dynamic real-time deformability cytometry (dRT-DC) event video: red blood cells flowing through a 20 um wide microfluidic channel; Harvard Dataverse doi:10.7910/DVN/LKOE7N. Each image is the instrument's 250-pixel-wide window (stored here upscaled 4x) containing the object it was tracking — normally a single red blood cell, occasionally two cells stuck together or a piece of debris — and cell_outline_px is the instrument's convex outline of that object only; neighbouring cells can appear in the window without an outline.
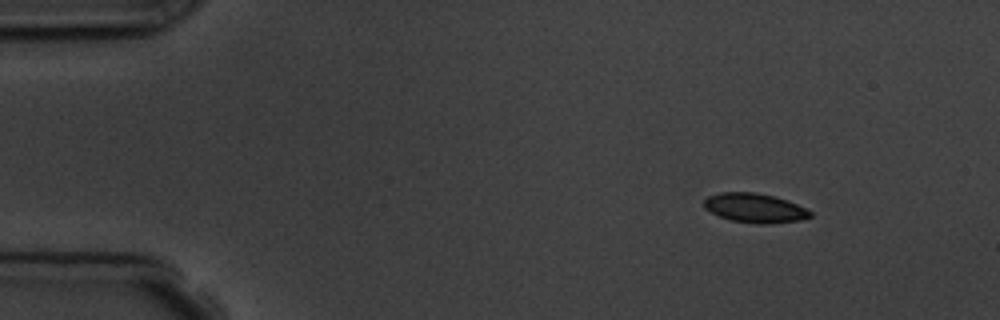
{"species": "common noctule bat (a hibernating species)", "species_latin": "Nyctalus noctula", "temperature_condition": "room temperature", "stored_images_in_passage": 4, "camera_frame_rate_fps": 3000, "um_per_image_px": 0.085, "animal": {"sex": "male", "body_mass_g": 19.5, "forearm_length_mm": 54.6}, "frame": {"image": 1, "passage_image": 2, "time_ms": 1.333, "image_size_px": [1000, 320], "cell_outline_px": [[812, 216], [800, 220], [768, 224], [760, 224], [728, 220], [704, 208], [704, 200], [708, 196], [720, 192], [756, 192], [776, 196], [788, 200], [808, 208], [812, 212]], "centroid_in_image_um": [64.19, 17.67], "position_along_channel_um": 20.8, "area_um2": 18.38}}
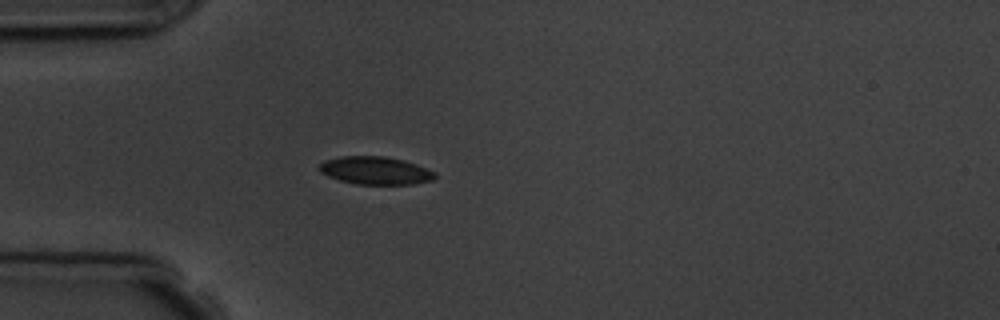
{"frame": {"image": 2, "passage_image": 4, "time_ms": 4.333, "image_size_px": [1000, 320], "cell_outline_px": [[436, 176], [432, 180], [412, 184], [356, 184], [340, 180], [328, 176], [320, 172], [320, 164], [324, 160], [340, 156], [384, 156], [404, 160], [416, 164], [436, 172]], "centroid_in_image_um": [31.91, 14.49], "position_along_channel_um": 53.1, "area_um2": 18.73}}